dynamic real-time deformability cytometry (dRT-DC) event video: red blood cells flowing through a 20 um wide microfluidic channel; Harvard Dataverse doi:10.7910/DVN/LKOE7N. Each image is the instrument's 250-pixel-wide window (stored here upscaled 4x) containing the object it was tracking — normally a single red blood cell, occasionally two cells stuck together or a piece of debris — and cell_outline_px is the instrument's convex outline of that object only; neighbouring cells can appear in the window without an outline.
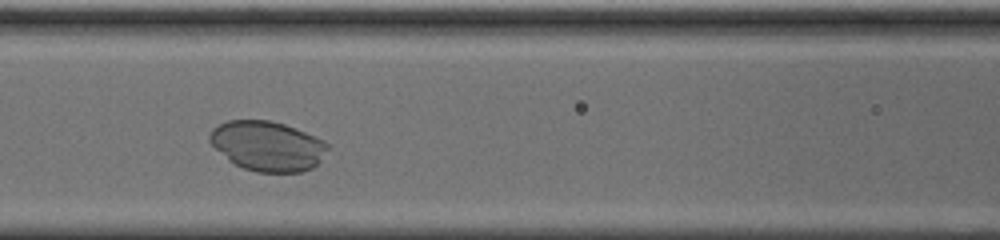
{"species": "common noctule bat (a hibernating species)", "species_latin": "Nyctalus noctula", "temperature_condition": "cold", "stored_images_in_passage": 39, "camera_frame_rate_fps": 3000, "um_per_image_px": 0.085, "animal": {"sex": "male", "body_mass_g": 20.0, "forearm_length_mm": 53.3}, "frame": {"image": 1, "passage_image": 15, "time_ms": 4.667, "image_size_px": [1000, 240], "cell_outline_px": [[328, 148], [320, 160], [312, 168], [300, 172], [256, 172], [244, 168], [228, 160], [208, 140], [208, 136], [212, 128], [228, 120], [268, 120], [284, 124], [324, 140], [328, 144]], "centroid_in_image_um": [22.71, 12.4], "position_along_channel_um": 143.9, "area_um2": 33.99}}
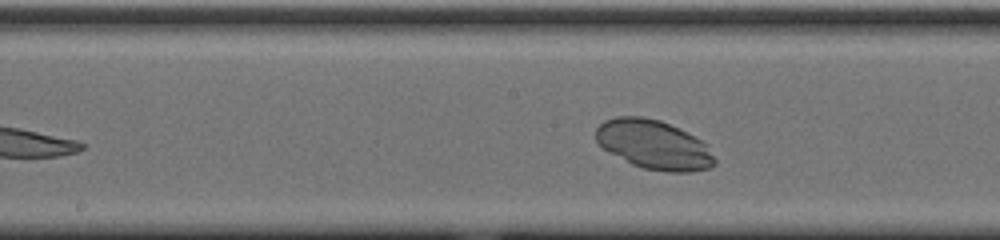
{"frame": {"image": 2, "passage_image": 19, "time_ms": 6.0, "image_size_px": [1000, 240], "cell_outline_px": [[716, 164], [712, 168], [688, 172], [668, 172], [644, 168], [632, 164], [608, 152], [596, 140], [596, 128], [604, 120], [616, 116], [640, 116], [660, 120], [708, 144], [716, 160]], "centroid_in_image_um": [55.58, 12.31], "position_along_channel_um": 192.6, "area_um2": 33.93}}
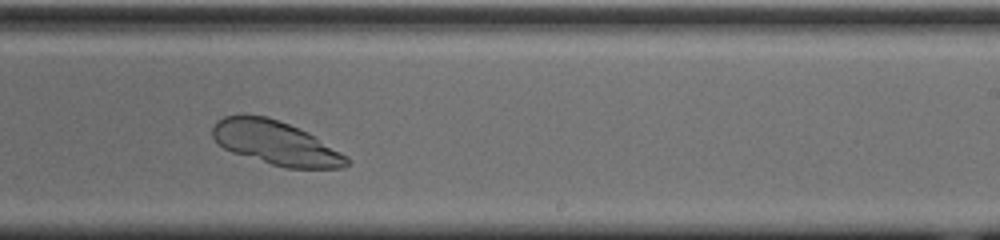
{"frame": {"image": 3, "passage_image": 25, "time_ms": 8.0, "image_size_px": [1000, 240], "cell_outline_px": [[352, 164], [344, 168], [288, 168], [272, 164], [232, 152], [224, 148], [212, 136], [212, 128], [216, 120], [224, 116], [268, 116], [308, 132], [348, 156], [352, 160]], "centroid_in_image_um": [23.49, 12.16], "position_along_channel_um": 265.5, "area_um2": 34.1}}